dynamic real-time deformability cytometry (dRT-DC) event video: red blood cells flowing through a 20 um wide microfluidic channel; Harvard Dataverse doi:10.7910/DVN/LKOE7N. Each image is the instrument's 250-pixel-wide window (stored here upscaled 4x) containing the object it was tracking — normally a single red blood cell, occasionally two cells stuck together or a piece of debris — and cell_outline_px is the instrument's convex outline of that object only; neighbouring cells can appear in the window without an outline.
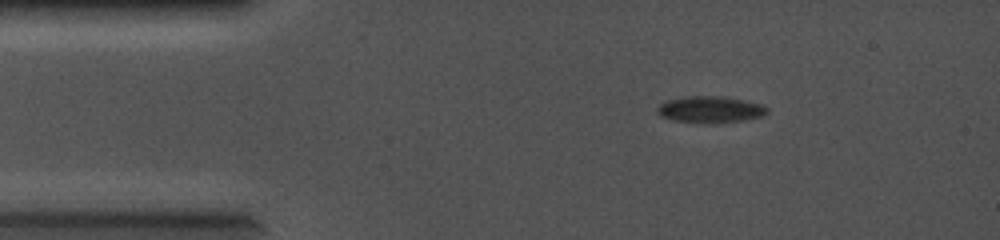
{"species": "common noctule bat (a hibernating species)", "species_latin": "Nyctalus noctula", "temperature_condition": "cold", "stored_images_in_passage": 58, "camera_frame_rate_fps": 5000, "um_per_image_px": 0.085, "animal": {"sex": "female", "body_mass_g": 19.0, "forearm_length_mm": 56.7}, "frame": {"image": 1, "passage_image": 1, "time_ms": 0.0, "image_size_px": [1000, 240], "cell_outline_px": [[768, 112], [760, 116], [744, 120], [672, 120], [660, 116], [656, 112], [656, 108], [660, 104], [668, 100], [684, 96], [724, 96], [764, 104], [768, 108]], "centroid_in_image_um": [60.37, 9.24], "position_along_channel_um": 24.6, "area_um2": 16.18}}
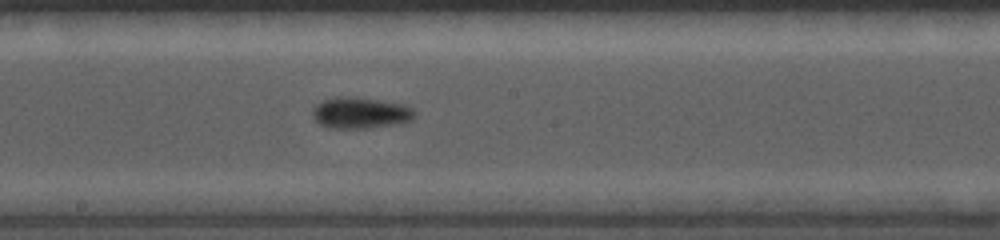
{"frame": {"image": 2, "passage_image": 27, "time_ms": 5.2, "image_size_px": [1000, 240], "cell_outline_px": [[416, 116], [412, 120], [400, 124], [372, 128], [328, 128], [320, 124], [312, 116], [312, 108], [316, 104], [324, 100], [336, 96], [344, 96], [376, 100], [400, 104], [412, 108], [416, 112]], "centroid_in_image_um": [30.63, 9.61], "position_along_channel_um": 217.6, "area_um2": 18.67}}
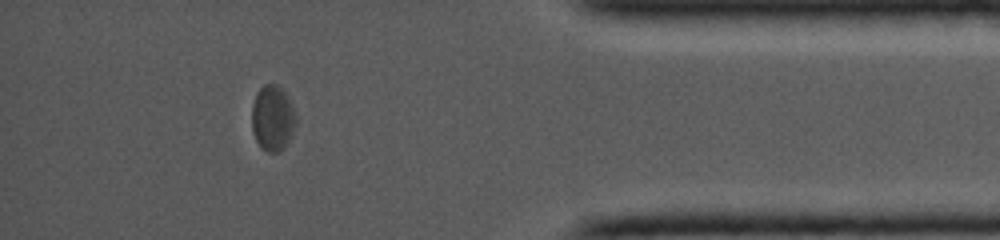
{"frame": {"image": 3, "passage_image": 50, "time_ms": 9.8, "image_size_px": [1000, 240], "cell_outline_px": [[296, 124], [284, 148], [276, 152], [268, 152], [260, 148], [252, 132], [252, 104], [256, 92], [264, 84], [276, 84], [284, 92], [296, 116]], "centroid_in_image_um": [23.13, 10.05], "position_along_channel_um": 412.1, "area_um2": 16.7}}